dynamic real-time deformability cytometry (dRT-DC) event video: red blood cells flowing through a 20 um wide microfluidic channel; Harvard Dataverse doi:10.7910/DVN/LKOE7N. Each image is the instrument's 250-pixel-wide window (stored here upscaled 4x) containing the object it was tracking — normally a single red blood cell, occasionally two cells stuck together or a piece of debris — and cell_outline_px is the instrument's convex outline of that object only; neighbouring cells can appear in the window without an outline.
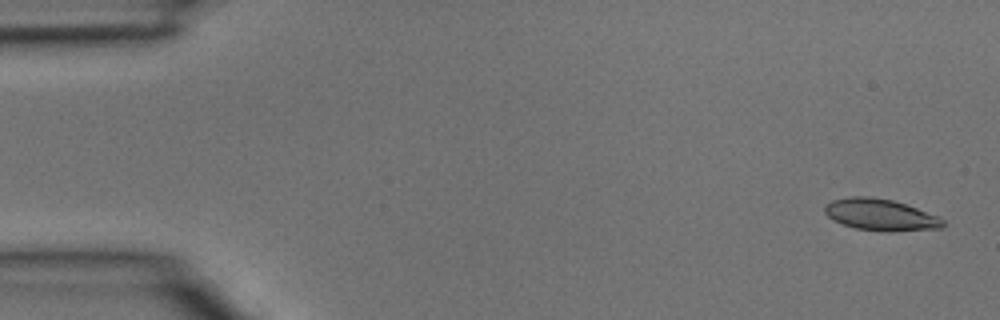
{"species": "common noctule bat (a hibernating species)", "species_latin": "Nyctalus noctula", "temperature_condition": "room temperature", "stored_images_in_passage": 5, "camera_frame_rate_fps": 3000, "um_per_image_px": 0.085, "animal": {"sex": "male", "body_mass_g": 15.6}, "frame": {"image": 1, "passage_image": 1, "time_ms": 0.0, "image_size_px": [1000, 320], "cell_outline_px": [[944, 224], [940, 228], [892, 232], [884, 232], [856, 228], [844, 224], [828, 216], [824, 212], [824, 204], [832, 200], [848, 196], [872, 196], [892, 200], [940, 216], [944, 220]], "centroid_in_image_um": [74.84, 18.25], "position_along_channel_um": 10.2, "area_um2": 21.85}}
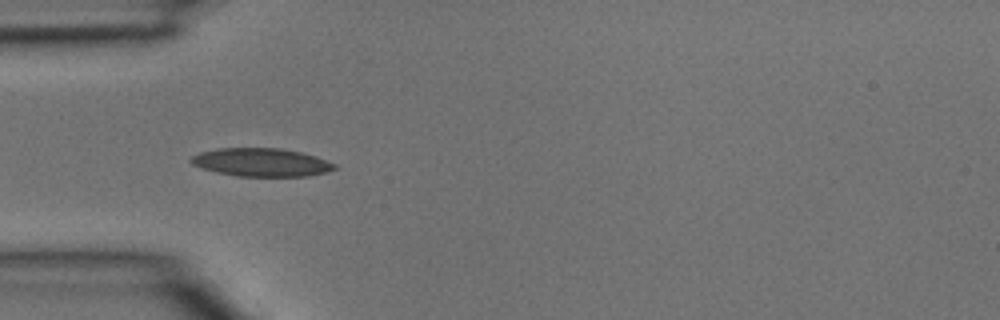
{"frame": {"image": 2, "passage_image": 4, "time_ms": 1.0, "image_size_px": [1000, 320], "cell_outline_px": [[336, 168], [324, 172], [308, 176], [236, 176], [216, 172], [192, 164], [188, 160], [192, 156], [200, 152], [216, 148], [280, 148], [300, 152], [316, 156], [336, 164]], "centroid_in_image_um": [22.19, 13.79], "position_along_channel_um": 62.8, "area_um2": 23.52}}